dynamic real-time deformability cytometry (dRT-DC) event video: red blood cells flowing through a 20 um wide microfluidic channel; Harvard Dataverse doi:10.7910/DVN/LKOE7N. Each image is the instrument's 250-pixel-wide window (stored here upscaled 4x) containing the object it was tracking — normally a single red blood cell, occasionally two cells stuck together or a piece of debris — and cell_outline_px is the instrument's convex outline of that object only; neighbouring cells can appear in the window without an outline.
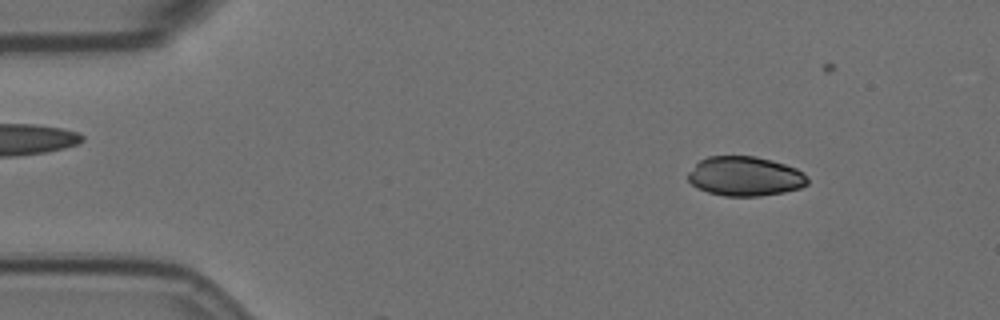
{"species": "Egyptian fruit bat (a non-hibernating species)", "species_latin": "Rousettus aegyptiacus", "temperature_condition": "room temperature", "stored_images_in_passage": 7, "camera_frame_rate_fps": 3000, "um_per_image_px": 0.085, "animal": {"sex": "female"}, "frame": {"image": 1, "passage_image": 4, "time_ms": 1.0, "image_size_px": [1000, 320], "cell_outline_px": [[808, 184], [800, 188], [784, 192], [760, 196], [724, 196], [708, 192], [696, 188], [688, 180], [688, 172], [700, 160], [708, 156], [756, 156], [772, 160], [796, 168], [804, 172], [808, 180]], "centroid_in_image_um": [63.33, 14.98], "position_along_channel_um": 21.7, "area_um2": 27.63}}